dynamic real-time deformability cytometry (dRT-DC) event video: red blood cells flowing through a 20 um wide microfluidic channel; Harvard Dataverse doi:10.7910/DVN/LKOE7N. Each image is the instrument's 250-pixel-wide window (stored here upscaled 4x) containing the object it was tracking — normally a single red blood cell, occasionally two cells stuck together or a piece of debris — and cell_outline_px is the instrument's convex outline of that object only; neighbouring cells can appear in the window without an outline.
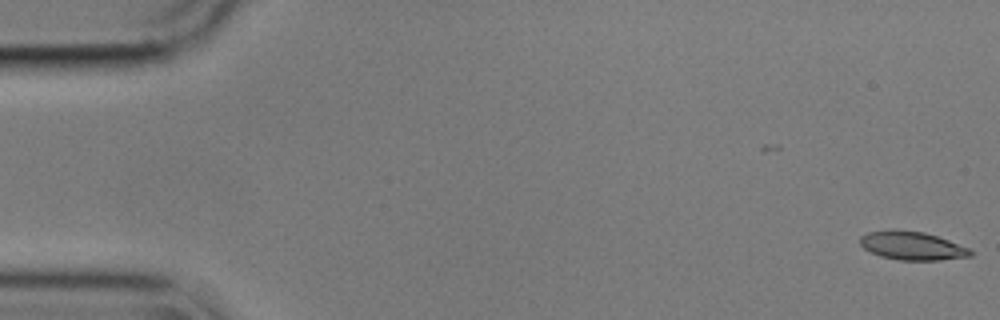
{"species": "common noctule bat (a hibernating species)", "species_latin": "Nyctalus noctula", "temperature_condition": "cold", "stored_images_in_passage": 56, "camera_frame_rate_fps": 3000, "um_per_image_px": 0.085, "animal": {"sex": "male", "body_mass_g": 17.9}, "frame": {"image": 1, "passage_image": 1, "time_ms": 0.0, "image_size_px": [1000, 320], "cell_outline_px": [[972, 256], [940, 260], [900, 260], [880, 256], [864, 248], [860, 244], [860, 236], [868, 232], [924, 232], [948, 240], [968, 248], [972, 252]], "centroid_in_image_um": [77.56, 20.93], "position_along_channel_um": 7.4, "area_um2": 17.51}}
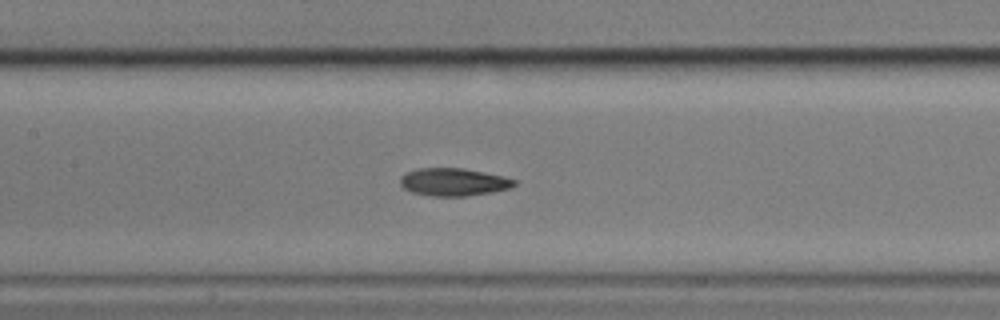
{"frame": {"image": 2, "passage_image": 26, "time_ms": 8.333, "image_size_px": [1000, 320], "cell_outline_px": [[516, 184], [512, 188], [492, 192], [468, 196], [432, 196], [412, 192], [404, 188], [400, 184], [400, 176], [416, 168], [464, 168], [504, 176], [516, 180]], "centroid_in_image_um": [38.57, 15.47], "position_along_channel_um": 168.8, "area_um2": 18.55}}
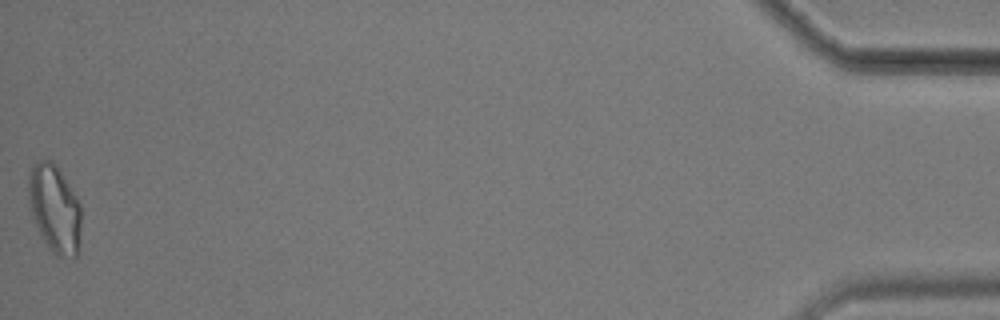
{"frame": {"image": 3, "passage_image": 56, "time_ms": 18.333, "image_size_px": [1000, 320], "cell_outline_px": [[80, 248], [76, 256], [56, 256], [52, 252], [40, 236], [32, 212], [28, 192], [28, 176], [32, 168], [40, 160], [52, 160], [56, 164], [76, 196], [80, 204]], "centroid_in_image_um": [4.66, 17.75], "position_along_channel_um": 430.5, "area_um2": 26.76}, "authors_computed_cell_mechanics": {"area_um2": 18.8717, "velocity_mm_per_s": 3.5688, "shape_relaxation_time_tau1_ms": 5.4309, "shape_relaxation_time_tau2_ms": 9.5391, "deformation_change_tau1": 0.1779, "deformation_change_tau2": 0.1399}}